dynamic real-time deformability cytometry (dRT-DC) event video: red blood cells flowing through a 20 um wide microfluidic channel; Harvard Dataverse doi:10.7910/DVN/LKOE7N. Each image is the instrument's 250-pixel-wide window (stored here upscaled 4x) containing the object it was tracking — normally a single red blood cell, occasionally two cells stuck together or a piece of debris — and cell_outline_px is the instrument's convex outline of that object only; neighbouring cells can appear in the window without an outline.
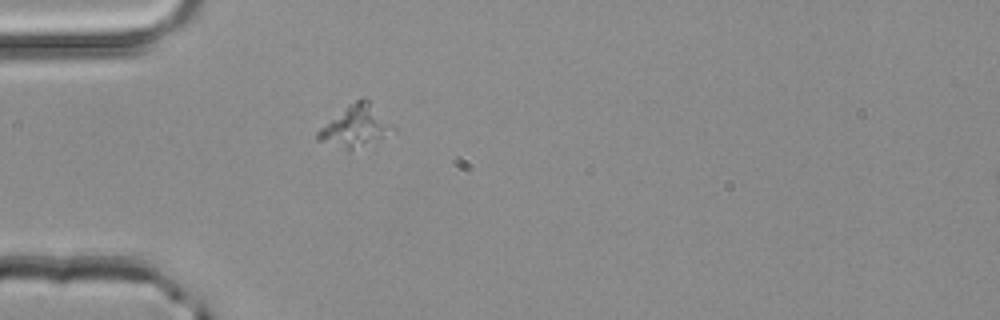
{"species": "common noctule bat (a hibernating species)", "species_latin": "Nyctalus noctula", "temperature_condition": "room temperature", "stored_images_in_passage": 2, "camera_frame_rate_fps": 3000, "um_per_image_px": 0.085, "animal": {"sex": "male", "body_mass_g": 20.4}, "frame": {"image": 1, "passage_image": 2, "time_ms": 0.333, "image_size_px": [1000, 320], "cell_outline_px": [[396, 132], [352, 148], [348, 148], [316, 140], [316, 132], [320, 128], [348, 104], [364, 96], [396, 128]], "centroid_in_image_um": [30.23, 10.67], "position_along_channel_um": 54.8, "area_um2": 17.4}}